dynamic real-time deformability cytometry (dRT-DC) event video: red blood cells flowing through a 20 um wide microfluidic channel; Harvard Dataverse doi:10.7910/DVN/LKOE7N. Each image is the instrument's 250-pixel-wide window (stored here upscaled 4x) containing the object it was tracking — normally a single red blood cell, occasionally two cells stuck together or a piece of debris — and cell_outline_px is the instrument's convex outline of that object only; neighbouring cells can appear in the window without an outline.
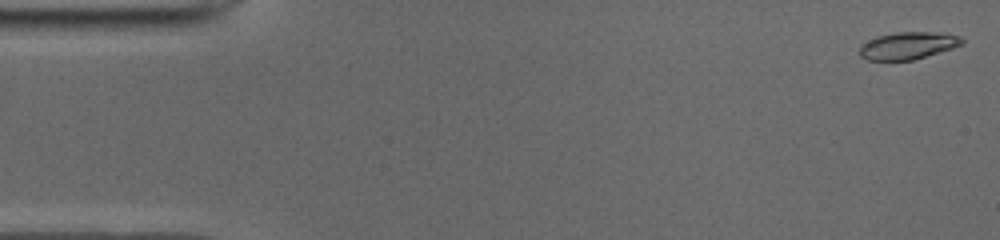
{"species": "common noctule bat (a hibernating species)", "species_latin": "Nyctalus noctula", "temperature_condition": "cold", "stored_images_in_passage": 50, "camera_frame_rate_fps": 3000, "um_per_image_px": 0.085, "animal": {"sex": "male", "body_mass_g": 19.0, "forearm_length_mm": 50.8}, "frame": {"image": 1, "passage_image": 1, "time_ms": 0.0, "image_size_px": [1000, 240], "cell_outline_px": [[964, 44], [952, 48], [912, 60], [868, 60], [860, 56], [860, 44], [876, 36], [896, 32], [932, 32], [960, 36], [964, 40]], "centroid_in_image_um": [77.15, 3.87], "position_along_channel_um": 7.9, "area_um2": 16.18}}
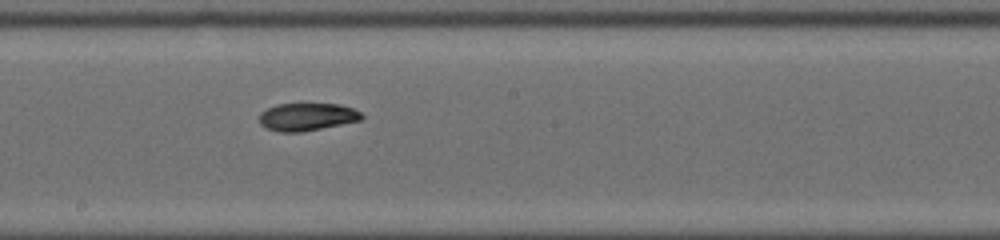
{"frame": {"image": 2, "passage_image": 27, "time_ms": 8.667, "image_size_px": [1000, 240], "cell_outline_px": [[364, 116], [360, 120], [300, 132], [280, 132], [268, 128], [260, 124], [260, 112], [276, 104], [340, 104], [352, 108], [360, 112]], "centroid_in_image_um": [26.08, 9.92], "position_along_channel_um": 222.1, "area_um2": 16.24}}
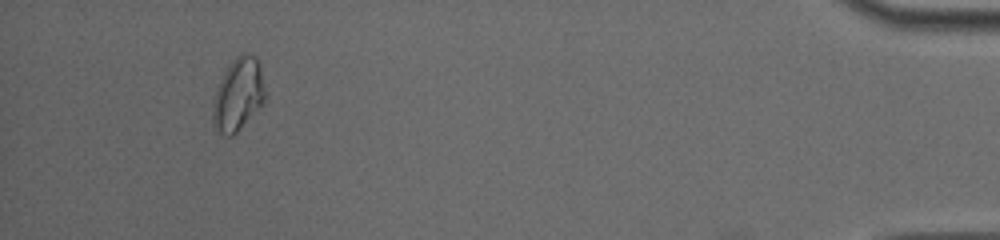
{"frame": {"image": 3, "passage_image": 47, "time_ms": 15.333, "image_size_px": [1000, 240], "cell_outline_px": [[264, 100], [236, 132], [232, 136], [224, 136], [212, 124], [212, 112], [216, 88], [228, 64], [240, 52], [248, 52], [256, 56], [260, 64], [264, 88]], "centroid_in_image_um": [20.22, 7.97], "position_along_channel_um": 415.0, "area_um2": 21.91}, "authors_computed_cell_mechanics": {"area_um2": 16.762, "velocity_mm_per_s": 3.9432, "shape_relaxation_time_tau1_ms": null, "shape_relaxation_time_tau2_ms": 4.7929, "deformation_change_tau1": null, "deformation_change_tau2": 0.0889}}